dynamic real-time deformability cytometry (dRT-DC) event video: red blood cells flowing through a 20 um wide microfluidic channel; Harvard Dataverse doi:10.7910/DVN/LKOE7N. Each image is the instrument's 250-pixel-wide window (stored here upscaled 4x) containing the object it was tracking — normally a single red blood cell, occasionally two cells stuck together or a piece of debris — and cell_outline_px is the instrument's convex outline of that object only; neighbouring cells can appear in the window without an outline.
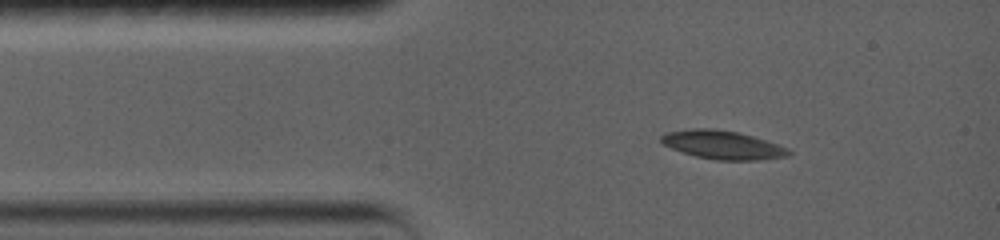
{"species": "common noctule bat (a hibernating species)", "species_latin": "Nyctalus noctula", "temperature_condition": "warm", "stored_images_in_passage": 33, "camera_frame_rate_fps": 5000, "um_per_image_px": 0.085, "animal": {"sex": "female", "body_mass_g": 19.0, "forearm_length_mm": 56.7}, "frame": {"image": 1, "passage_image": 2, "time_ms": 0.6, "image_size_px": [1000, 240], "cell_outline_px": [[792, 152], [788, 156], [756, 160], [716, 160], [696, 156], [672, 148], [664, 144], [660, 140], [660, 136], [664, 132], [692, 128], [716, 128], [736, 132], [752, 136], [788, 148]], "centroid_in_image_um": [61.39, 12.3], "position_along_channel_um": 23.6, "area_um2": 21.04}}
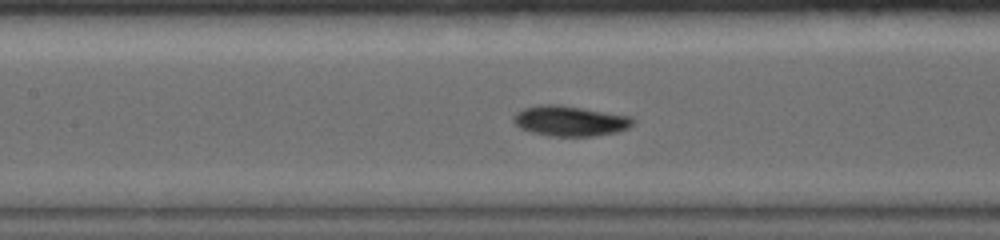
{"frame": {"image": 2, "passage_image": 15, "time_ms": 5.0, "image_size_px": [1000, 240], "cell_outline_px": [[636, 120], [628, 128], [616, 132], [596, 136], [548, 136], [532, 132], [520, 128], [512, 120], [512, 116], [516, 112], [524, 108], [540, 104], [556, 104], [628, 116]], "centroid_in_image_um": [48.4, 10.29], "position_along_channel_um": 159.0, "area_um2": 20.92}}
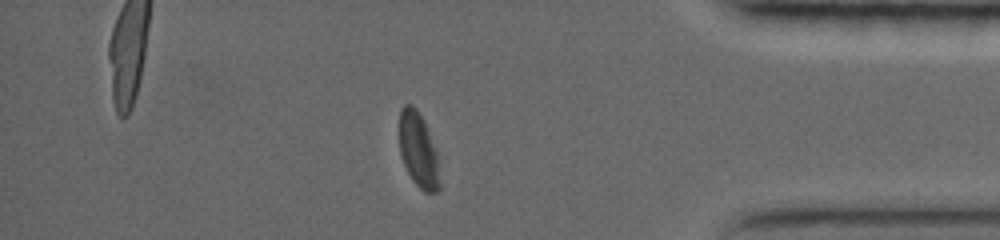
{"frame": {"image": 3, "passage_image": 29, "time_ms": 12.2, "image_size_px": [1000, 240], "cell_outline_px": [[440, 188], [436, 192], [424, 192], [412, 180], [404, 164], [400, 152], [400, 108], [404, 104], [412, 104], [416, 108], [424, 120], [436, 152], [440, 184]], "centroid_in_image_um": [35.55, 12.74], "position_along_channel_um": 399.6, "area_um2": 17.4}, "authors_computed_cell_mechanics": {"area_um2": 20.7502, "velocity_mm_per_s": 3.6952, "shape_relaxation_time_tau1_ms": 2.9863, "shape_relaxation_time_tau2_ms": 4.7339, "deformation_change_tau1": 0.1169, "deformation_change_tau2": 0.0852}}